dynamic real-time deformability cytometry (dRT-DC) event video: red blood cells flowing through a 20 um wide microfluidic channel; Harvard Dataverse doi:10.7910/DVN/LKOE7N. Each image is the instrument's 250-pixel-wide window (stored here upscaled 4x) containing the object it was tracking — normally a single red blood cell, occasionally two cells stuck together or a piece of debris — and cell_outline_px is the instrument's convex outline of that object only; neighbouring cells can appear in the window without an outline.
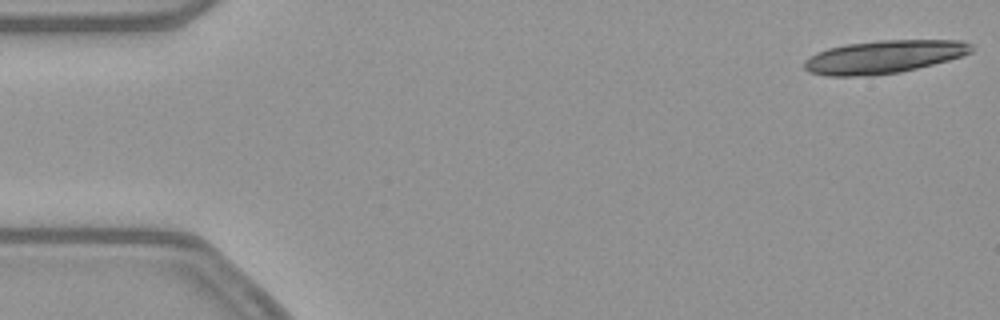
{"species": "common noctule bat (a hibernating species)", "species_latin": "Nyctalus noctula", "temperature_condition": "warm", "stored_images_in_passage": 17, "camera_frame_rate_fps": 3000, "um_per_image_px": 0.085, "animal": {"sex": "female", "body_mass_g": 21.9}, "frame": {"image": 1, "passage_image": 1, "time_ms": 0.0, "image_size_px": [1000, 320], "cell_outline_px": [[976, 48], [972, 52], [948, 60], [900, 72], [872, 76], [828, 76], [808, 72], [804, 68], [804, 60], [816, 52], [828, 48], [844, 44], [876, 40], [960, 40], [972, 44]], "centroid_in_image_um": [75.1, 4.83], "position_along_channel_um": 9.9, "area_um2": 32.43}}